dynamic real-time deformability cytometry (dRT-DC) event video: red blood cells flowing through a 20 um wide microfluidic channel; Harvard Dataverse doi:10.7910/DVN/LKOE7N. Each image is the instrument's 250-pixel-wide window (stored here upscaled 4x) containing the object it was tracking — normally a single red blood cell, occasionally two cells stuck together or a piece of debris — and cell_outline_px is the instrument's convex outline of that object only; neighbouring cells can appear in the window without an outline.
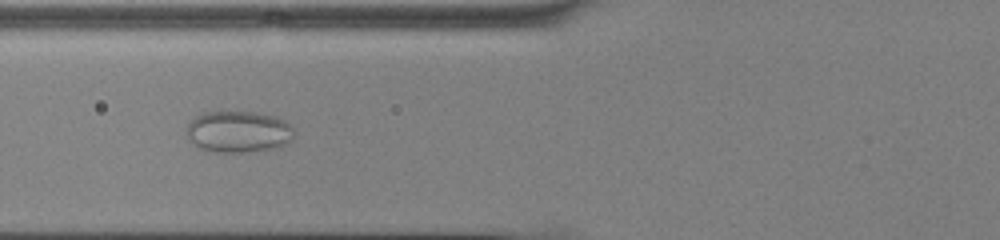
{"species": "common noctule bat (a hibernating species)", "species_latin": "Nyctalus noctula", "temperature_condition": "cold", "stored_images_in_passage": 29, "camera_frame_rate_fps": 3000, "um_per_image_px": 0.085, "animal": {"sex": "male", "body_mass_g": 13.0, "forearm_length_mm": 53.1}, "frame": {"image": 1, "passage_image": 23, "time_ms": 7.333, "image_size_px": [1000, 240], "cell_outline_px": [[296, 132], [292, 140], [288, 144], [280, 148], [248, 152], [216, 152], [200, 148], [192, 144], [188, 140], [188, 124], [196, 116], [204, 112], [256, 112], [272, 116], [284, 120]], "centroid_in_image_um": [20.31, 11.22], "position_along_channel_um": 105.5, "area_um2": 26.24}}